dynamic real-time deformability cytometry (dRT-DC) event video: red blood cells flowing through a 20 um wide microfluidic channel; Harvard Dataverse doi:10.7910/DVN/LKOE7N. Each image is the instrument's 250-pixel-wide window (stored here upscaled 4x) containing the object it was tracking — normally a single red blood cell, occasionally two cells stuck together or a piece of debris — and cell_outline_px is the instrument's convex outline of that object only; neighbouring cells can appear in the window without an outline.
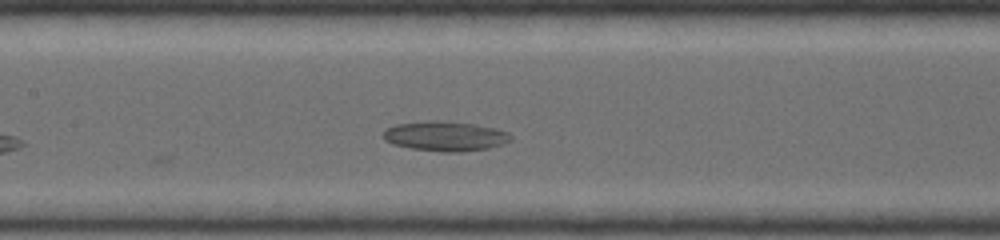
{"species": "common noctule bat (a hibernating species)", "species_latin": "Nyctalus noctula", "temperature_condition": "warm", "stored_images_in_passage": 8, "camera_frame_rate_fps": 5000, "um_per_image_px": 0.085, "animal": {"sex": "female", "body_mass_g": 19.0, "forearm_length_mm": 53.3}, "frame": {"image": 1, "passage_image": 7, "time_ms": 2.2, "image_size_px": [1000, 240], "cell_outline_px": [[512, 140], [488, 148], [460, 152], [440, 152], [412, 148], [396, 144], [384, 140], [384, 132], [388, 128], [396, 124], [432, 120], [472, 124], [492, 128], [508, 132], [512, 136]], "centroid_in_image_um": [37.85, 11.58], "position_along_channel_um": 169.6, "area_um2": 21.68}}
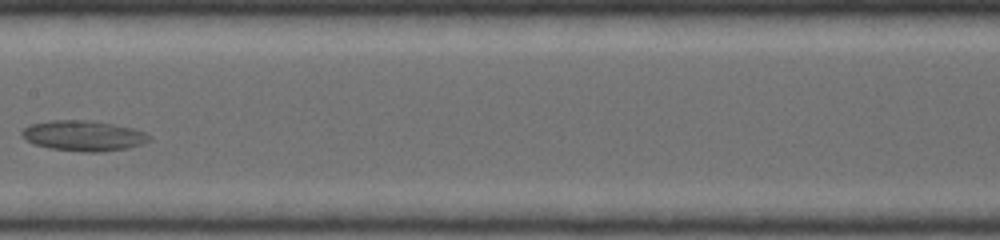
{"frame": {"image": 2, "passage_image": 8, "time_ms": 2.6, "image_size_px": [1000, 240], "cell_outline_px": [[152, 136], [148, 140], [140, 144], [128, 148], [100, 152], [84, 152], [52, 148], [36, 144], [28, 140], [20, 132], [24, 128], [32, 124], [52, 120], [88, 120], [112, 124], [132, 128], [144, 132]], "centroid_in_image_um": [7.12, 11.53], "position_along_channel_um": 200.3, "area_um2": 22.14}}